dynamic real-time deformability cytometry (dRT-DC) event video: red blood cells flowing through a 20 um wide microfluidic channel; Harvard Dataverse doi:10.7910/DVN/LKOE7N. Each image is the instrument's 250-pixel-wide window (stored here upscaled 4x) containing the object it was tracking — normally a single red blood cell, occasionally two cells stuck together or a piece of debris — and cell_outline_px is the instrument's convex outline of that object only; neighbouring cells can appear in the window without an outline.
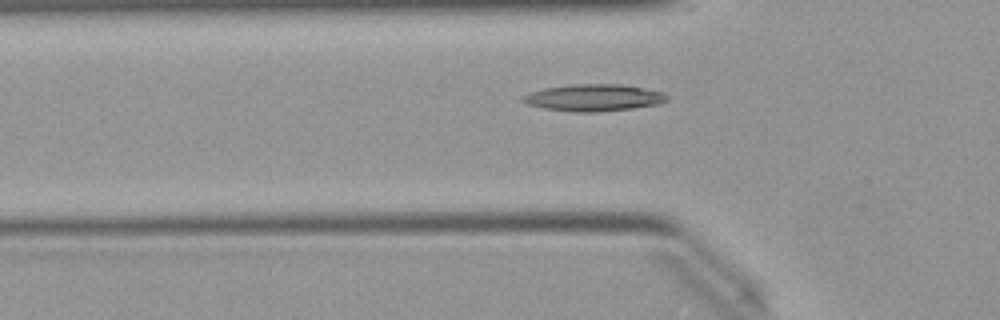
{"species": "Egyptian fruit bat (a non-hibernating species)", "species_latin": "Rousettus aegyptiacus", "temperature_condition": "warm", "stored_images_in_passage": 36, "camera_frame_rate_fps": 3000, "um_per_image_px": 0.085, "animal": {"sex": "female"}, "frame": {"image": 1, "passage_image": 7, "time_ms": 2.0, "image_size_px": [1000, 320], "cell_outline_px": [[668, 100], [660, 104], [632, 108], [592, 112], [572, 112], [544, 108], [528, 104], [520, 100], [520, 96], [544, 88], [572, 84], [620, 84], [664, 92], [668, 96]], "centroid_in_image_um": [50.46, 8.3], "position_along_channel_um": 75.3, "area_um2": 22.54}}
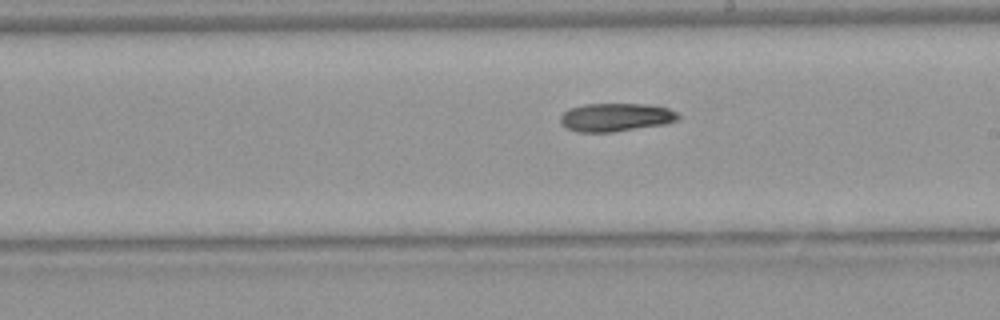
{"frame": {"image": 2, "passage_image": 19, "time_ms": 6.0, "image_size_px": [1000, 320], "cell_outline_px": [[680, 116], [676, 120], [664, 124], [612, 132], [576, 132], [560, 124], [560, 116], [568, 108], [584, 104], [648, 104], [668, 108], [676, 112]], "centroid_in_image_um": [52.3, 9.96], "position_along_channel_um": 236.7, "area_um2": 19.42}}
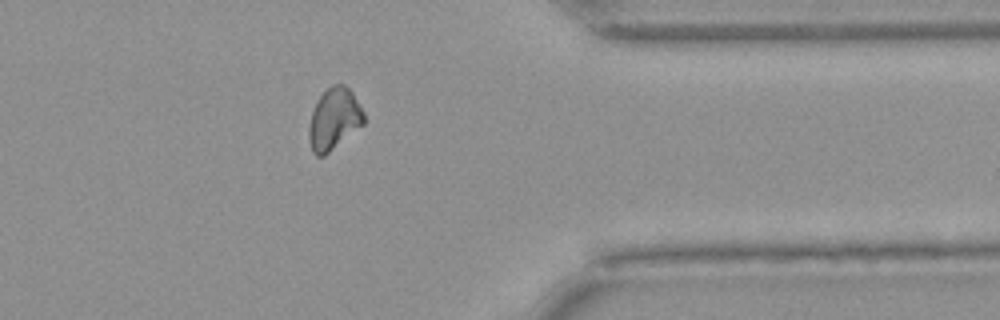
{"frame": {"image": 3, "passage_image": 31, "time_ms": 10.0, "image_size_px": [1000, 320], "cell_outline_px": [[364, 124], [324, 156], [316, 156], [312, 152], [308, 140], [308, 128], [312, 112], [316, 100], [332, 84], [344, 84], [352, 92], [360, 104], [364, 112]], "centroid_in_image_um": [28.38, 10.12], "position_along_channel_um": 383.0, "area_um2": 19.83}}